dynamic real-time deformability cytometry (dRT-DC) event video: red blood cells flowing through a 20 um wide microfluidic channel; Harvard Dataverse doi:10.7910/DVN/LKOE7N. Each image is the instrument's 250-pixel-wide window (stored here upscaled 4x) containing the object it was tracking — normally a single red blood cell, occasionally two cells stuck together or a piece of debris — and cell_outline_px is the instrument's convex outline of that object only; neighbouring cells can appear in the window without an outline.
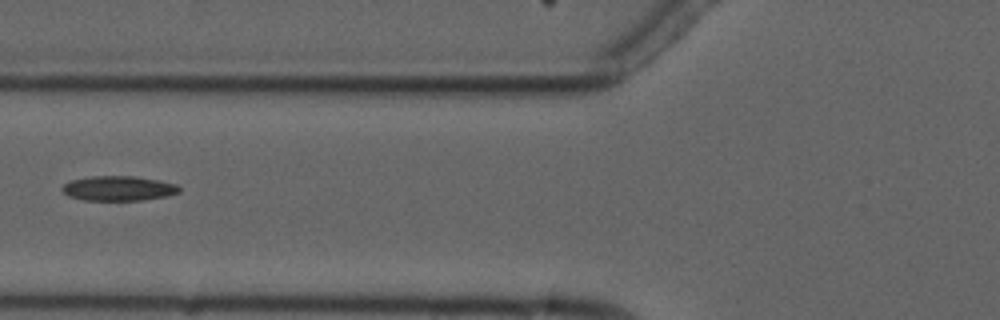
{"species": "common noctule bat (a hibernating species)", "species_latin": "Nyctalus noctula", "temperature_condition": "cold", "stored_images_in_passage": 4, "camera_frame_rate_fps": 3000, "um_per_image_px": 0.085, "animal": {"sex": "male", "forearm_length_mm": 52.5}, "frame": {"image": 1, "passage_image": 4, "time_ms": 6.0, "image_size_px": [1000, 320], "cell_outline_px": [[180, 192], [168, 196], [144, 200], [84, 200], [68, 196], [60, 188], [64, 184], [72, 180], [92, 176], [136, 176], [160, 180], [176, 184], [180, 188]], "centroid_in_image_um": [10.1, 16.01], "position_along_channel_um": 115.7, "area_um2": 16.99}}